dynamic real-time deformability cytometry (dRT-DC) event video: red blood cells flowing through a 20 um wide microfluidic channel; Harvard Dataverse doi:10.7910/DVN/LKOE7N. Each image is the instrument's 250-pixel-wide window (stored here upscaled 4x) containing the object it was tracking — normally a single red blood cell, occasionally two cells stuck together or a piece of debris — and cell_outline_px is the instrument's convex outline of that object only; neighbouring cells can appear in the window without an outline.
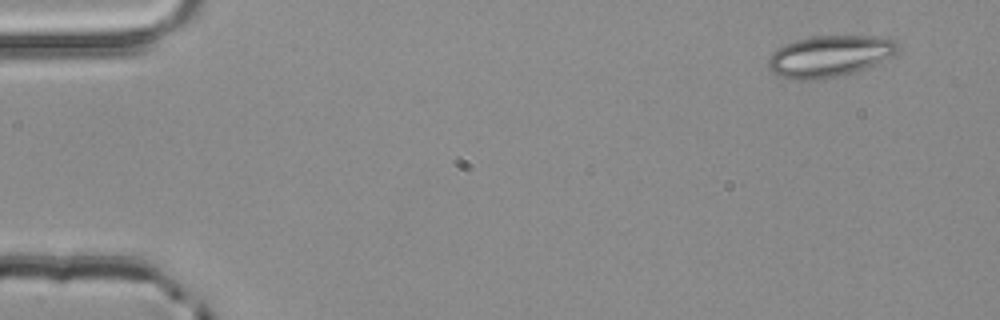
{"species": "common noctule bat (a hibernating species)", "species_latin": "Nyctalus noctula", "temperature_condition": "room temperature", "stored_images_in_passage": 3, "camera_frame_rate_fps": 3000, "um_per_image_px": 0.085, "animal": {"sex": "male", "body_mass_g": 20.4}, "frame": {"image": 1, "passage_image": 1, "time_ms": 0.0, "image_size_px": [1000, 320], "cell_outline_px": [[900, 48], [892, 56], [856, 72], [816, 80], [788, 80], [776, 76], [768, 68], [768, 60], [772, 52], [784, 44], [796, 40], [812, 36], [880, 36], [896, 40], [900, 44]], "centroid_in_image_um": [70.49, 4.78], "position_along_channel_um": 14.5, "area_um2": 31.62}}